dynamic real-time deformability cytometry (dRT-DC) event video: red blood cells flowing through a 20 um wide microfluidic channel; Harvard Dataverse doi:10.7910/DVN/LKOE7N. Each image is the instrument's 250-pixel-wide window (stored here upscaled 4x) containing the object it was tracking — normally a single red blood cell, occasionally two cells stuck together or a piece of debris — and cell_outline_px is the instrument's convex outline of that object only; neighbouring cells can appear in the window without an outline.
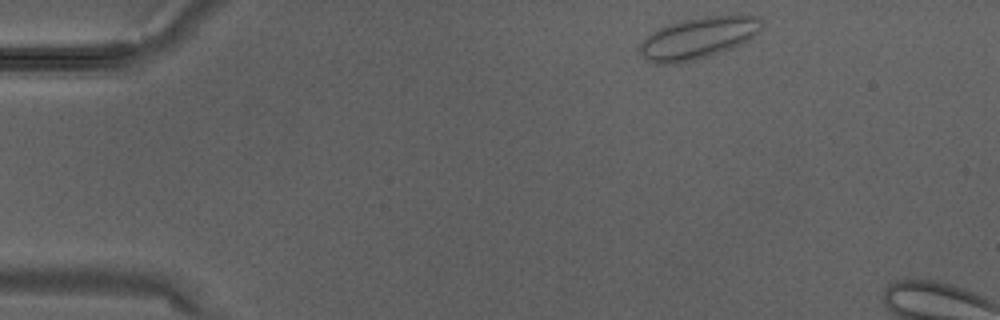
{"species": "Egyptian fruit bat (a non-hibernating species)", "species_latin": "Rousettus aegyptiacus", "temperature_condition": "warm", "stored_images_in_passage": 2, "camera_frame_rate_fps": 3000, "um_per_image_px": 0.085, "animal": {"sex": "male"}, "frame": {"image": 1, "passage_image": 1, "time_ms": 0.0, "image_size_px": [1000, 320], "cell_outline_px": [[760, 28], [748, 40], [732, 48], [696, 60], [676, 64], [656, 64], [644, 60], [640, 52], [640, 44], [652, 32], [668, 24], [684, 20], [708, 16], [760, 16]], "centroid_in_image_um": [59.28, 3.26], "position_along_channel_um": 25.7, "area_um2": 29.07}}